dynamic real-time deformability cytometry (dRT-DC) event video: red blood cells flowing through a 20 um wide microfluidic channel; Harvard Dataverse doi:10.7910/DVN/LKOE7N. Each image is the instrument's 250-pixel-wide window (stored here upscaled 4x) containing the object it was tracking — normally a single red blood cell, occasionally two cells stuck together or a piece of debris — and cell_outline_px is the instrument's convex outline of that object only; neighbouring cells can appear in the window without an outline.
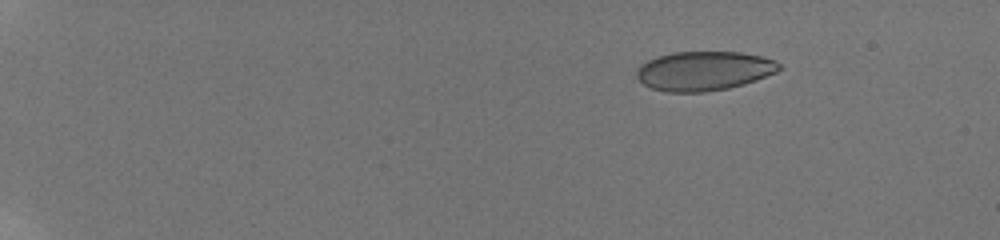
{"species": "human", "species_latin": "Homo sapiens", "temperature_condition": "room temperature", "stored_images_in_passage": 17, "camera_frame_rate_fps": 3000, "um_per_image_px": 0.085, "donor": {"sex": "male"}, "frame": {"image": 1, "passage_image": 8, "time_ms": 3.333, "image_size_px": [1000, 240], "cell_outline_px": [[784, 68], [776, 72], [744, 84], [728, 88], [704, 92], [668, 92], [652, 88], [644, 84], [636, 76], [636, 68], [648, 60], [672, 52], [740, 52], [760, 56], [772, 60], [780, 64]], "centroid_in_image_um": [59.83, 6.03], "position_along_channel_um": 25.2, "area_um2": 32.43}}
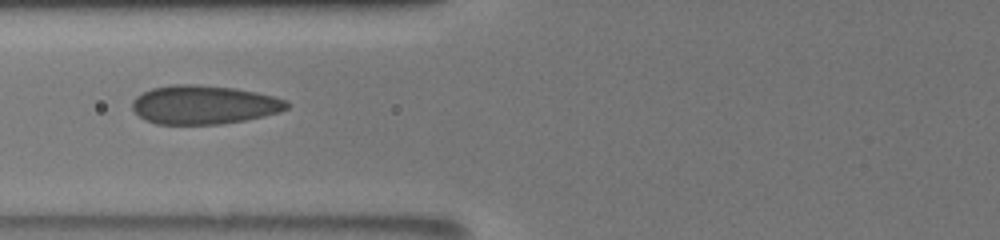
{"frame": {"image": 2, "passage_image": 15, "time_ms": 9.333, "image_size_px": [1000, 240], "cell_outline_px": [[288, 108], [280, 112], [264, 116], [244, 120], [220, 124], [156, 124], [144, 120], [132, 108], [132, 100], [136, 96], [152, 88], [172, 84], [196, 84], [236, 88], [256, 92], [288, 100]], "centroid_in_image_um": [17.33, 8.9], "position_along_channel_um": 108.5, "area_um2": 35.03}}
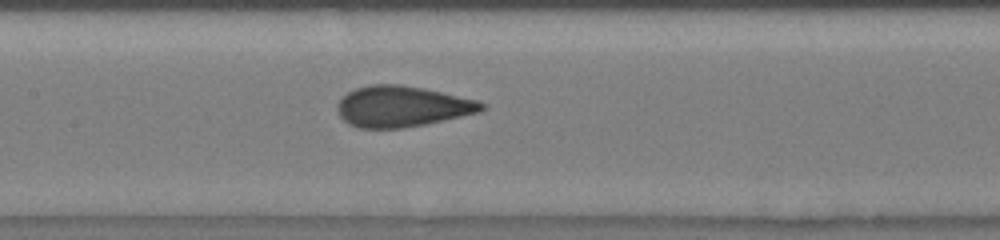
{"frame": {"image": 3, "passage_image": 17, "time_ms": 11.0, "image_size_px": [1000, 240], "cell_outline_px": [[484, 108], [480, 112], [424, 124], [404, 128], [360, 128], [348, 124], [340, 116], [336, 108], [336, 104], [348, 92], [356, 88], [368, 84], [400, 84], [424, 88], [480, 100], [484, 104]], "centroid_in_image_um": [34.17, 9.04], "position_along_channel_um": 173.2, "area_um2": 34.45}}